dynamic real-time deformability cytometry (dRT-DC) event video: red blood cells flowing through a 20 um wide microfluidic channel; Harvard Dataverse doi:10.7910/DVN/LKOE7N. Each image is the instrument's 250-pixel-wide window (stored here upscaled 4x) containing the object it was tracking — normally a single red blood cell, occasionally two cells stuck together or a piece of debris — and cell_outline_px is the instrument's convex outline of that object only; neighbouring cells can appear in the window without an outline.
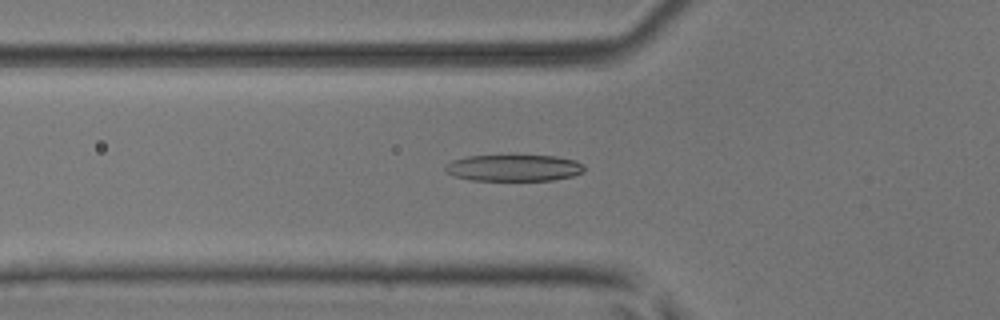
{"species": "common noctule bat (a hibernating species)", "species_latin": "Nyctalus noctula", "temperature_condition": "room temperature", "stored_images_in_passage": 52, "camera_frame_rate_fps": 3000, "um_per_image_px": 0.085, "animal": {"sex": "male", "body_mass_g": 17.9, "forearm_length_mm": 54.2}, "frame": {"image": 1, "passage_image": 19, "time_ms": 6.0, "image_size_px": [1000, 320], "cell_outline_px": [[584, 172], [572, 176], [552, 180], [472, 180], [452, 176], [444, 168], [452, 160], [468, 156], [556, 156], [576, 160], [584, 164]], "centroid_in_image_um": [43.7, 14.27], "position_along_channel_um": 82.1, "area_um2": 21.39}}
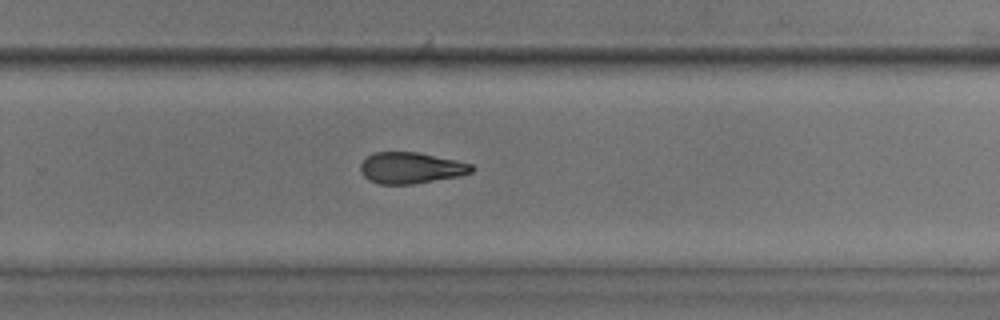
{"frame": {"image": 2, "passage_image": 35, "time_ms": 11.333, "image_size_px": [1000, 320], "cell_outline_px": [[476, 168], [472, 172], [460, 176], [412, 184], [380, 184], [368, 180], [360, 172], [360, 164], [368, 156], [376, 152], [420, 152], [456, 160], [472, 164]], "centroid_in_image_um": [34.94, 14.27], "position_along_channel_um": 294.9, "area_um2": 20.35}}
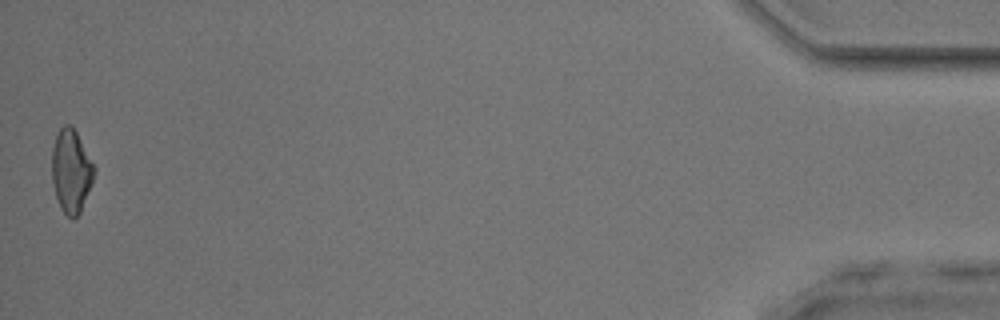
{"frame": {"image": 3, "passage_image": 52, "time_ms": 17.0, "image_size_px": [1000, 320], "cell_outline_px": [[96, 172], [92, 184], [80, 212], [72, 220], [60, 208], [56, 196], [52, 180], [52, 148], [56, 132], [64, 124], [72, 124], [96, 168]], "centroid_in_image_um": [6.05, 14.51], "position_along_channel_um": 429.2, "area_um2": 20.69}, "authors_computed_cell_mechanics": {"area_um2": 21.097, "velocity_mm_per_s": 3.9921, "shape_relaxation_time_tau1_ms": 3.5365, "shape_relaxation_time_tau2_ms": 3.643, "deformation_change_tau1": 0.1597, "deformation_change_tau2": 0.129}}